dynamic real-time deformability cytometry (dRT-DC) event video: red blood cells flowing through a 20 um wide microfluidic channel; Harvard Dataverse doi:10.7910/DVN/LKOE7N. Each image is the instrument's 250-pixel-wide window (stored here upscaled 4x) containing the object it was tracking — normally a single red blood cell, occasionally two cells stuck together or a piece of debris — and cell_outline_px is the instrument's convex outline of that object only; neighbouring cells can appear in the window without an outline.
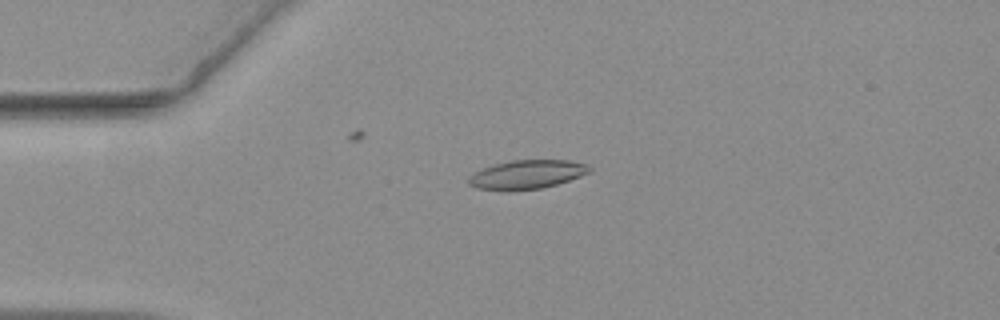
{"species": "common noctule bat (a hibernating species)", "species_latin": "Nyctalus noctula", "temperature_condition": "warm", "stored_images_in_passage": 58, "camera_frame_rate_fps": 3000, "um_per_image_px": 0.085, "animal": {"sex": "female", "body_mass_g": 19.3, "forearm_length_mm": 54.1}, "frame": {"image": 1, "passage_image": 14, "time_ms": 4.333, "image_size_px": [1000, 320], "cell_outline_px": [[592, 172], [544, 188], [508, 192], [504, 192], [476, 188], [468, 184], [468, 176], [492, 164], [512, 160], [568, 160], [588, 164], [592, 168]], "centroid_in_image_um": [44.77, 14.85], "position_along_channel_um": 40.2, "area_um2": 20.75}}
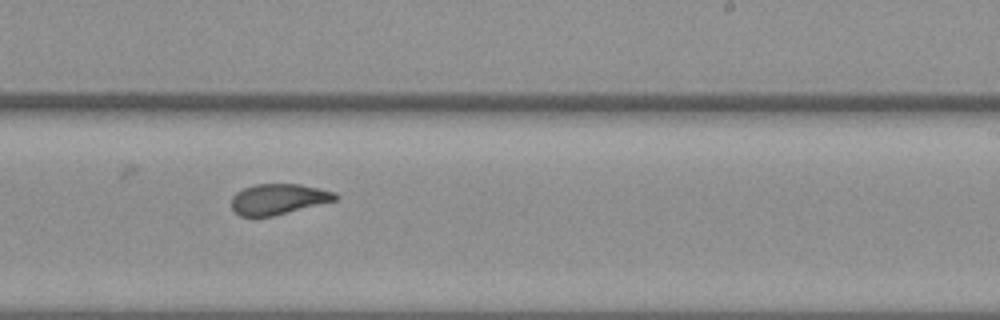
{"frame": {"image": 2, "passage_image": 35, "time_ms": 11.333, "image_size_px": [1000, 320], "cell_outline_px": [[340, 196], [336, 200], [272, 216], [240, 216], [232, 208], [232, 196], [236, 192], [244, 188], [256, 184], [300, 184], [320, 188], [336, 192]], "centroid_in_image_um": [23.68, 16.91], "position_along_channel_um": 265.3, "area_um2": 18.44}}
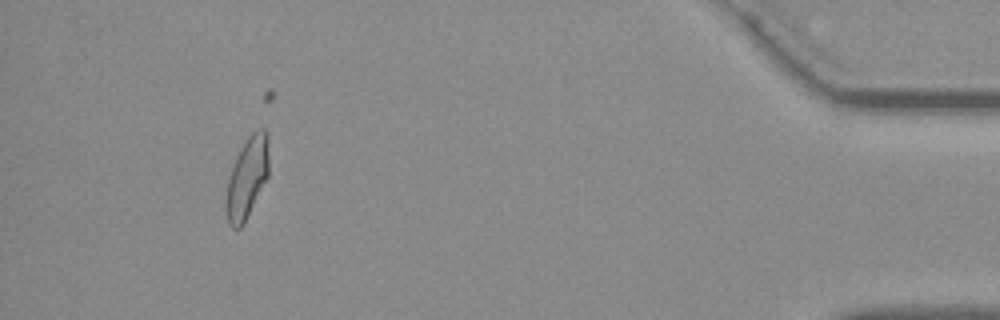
{"frame": {"image": 3, "passage_image": 53, "time_ms": 17.333, "image_size_px": [1000, 320], "cell_outline_px": [[268, 176], [244, 224], [240, 228], [232, 228], [228, 224], [224, 208], [224, 200], [228, 180], [236, 156], [240, 148], [248, 136], [256, 128], [264, 128], [268, 156]], "centroid_in_image_um": [20.95, 15.18], "position_along_channel_um": 414.2, "area_um2": 20.23}, "authors_computed_cell_mechanics": {"area_um2": 19.8832, "velocity_mm_per_s": 3.6255, "shape_relaxation_time_tau1_ms": null, "shape_relaxation_time_tau2_ms": 1.2998, "deformation_change_tau1": null, "deformation_change_tau2": 0.0774}}